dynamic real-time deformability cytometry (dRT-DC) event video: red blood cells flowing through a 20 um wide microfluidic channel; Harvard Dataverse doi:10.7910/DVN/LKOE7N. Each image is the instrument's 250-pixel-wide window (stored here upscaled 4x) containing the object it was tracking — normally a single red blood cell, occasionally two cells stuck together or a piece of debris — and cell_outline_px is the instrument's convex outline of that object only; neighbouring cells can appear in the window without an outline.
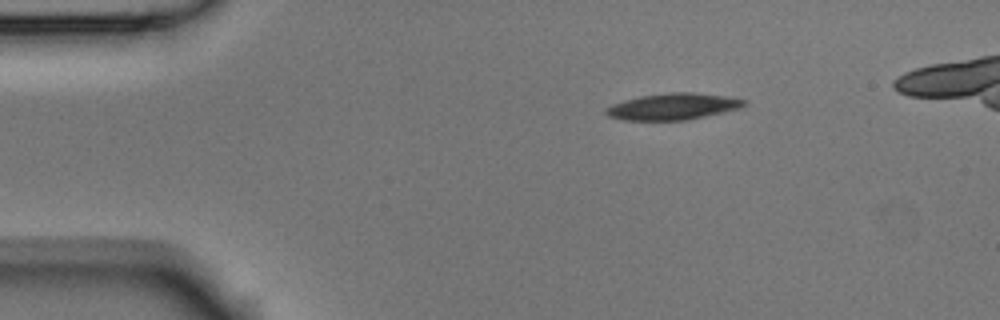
{"species": "Egyptian fruit bat (a non-hibernating species)", "species_latin": "Rousettus aegyptiacus", "temperature_condition": "room temperature", "stored_images_in_passage": 2, "camera_frame_rate_fps": 3000, "um_per_image_px": 0.085, "animal": {"sex": "male"}, "frame": {"image": 1, "passage_image": 2, "time_ms": 0.333, "image_size_px": [1000, 320], "cell_outline_px": [[748, 104], [740, 108], [688, 120], [624, 120], [608, 116], [604, 112], [604, 108], [612, 104], [624, 100], [640, 96], [672, 92], [692, 92], [724, 96], [748, 100]], "centroid_in_image_um": [57.2, 9.05], "position_along_channel_um": 27.8, "area_um2": 21.33}}